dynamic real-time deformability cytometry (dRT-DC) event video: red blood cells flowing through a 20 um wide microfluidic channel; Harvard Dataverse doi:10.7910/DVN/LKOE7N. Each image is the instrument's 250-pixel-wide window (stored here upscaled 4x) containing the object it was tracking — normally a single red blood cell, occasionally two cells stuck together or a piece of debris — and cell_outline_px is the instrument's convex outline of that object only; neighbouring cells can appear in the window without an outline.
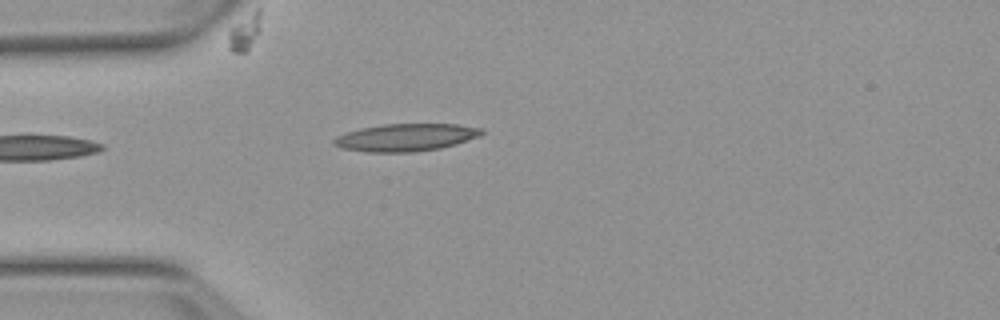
{"species": "Egyptian fruit bat (a non-hibernating species)", "species_latin": "Rousettus aegyptiacus", "temperature_condition": "warm", "stored_images_in_passage": 4, "camera_frame_rate_fps": 3000, "um_per_image_px": 0.085, "animal": {"sex": "female"}, "frame": {"image": 1, "passage_image": 4, "time_ms": 3.333, "image_size_px": [1000, 320], "cell_outline_px": [[484, 132], [480, 136], [456, 144], [440, 148], [416, 152], [364, 152], [340, 148], [332, 144], [332, 140], [336, 136], [360, 128], [384, 124], [456, 124], [484, 128]], "centroid_in_image_um": [34.49, 11.68], "position_along_channel_um": 50.5, "area_um2": 23.87}}